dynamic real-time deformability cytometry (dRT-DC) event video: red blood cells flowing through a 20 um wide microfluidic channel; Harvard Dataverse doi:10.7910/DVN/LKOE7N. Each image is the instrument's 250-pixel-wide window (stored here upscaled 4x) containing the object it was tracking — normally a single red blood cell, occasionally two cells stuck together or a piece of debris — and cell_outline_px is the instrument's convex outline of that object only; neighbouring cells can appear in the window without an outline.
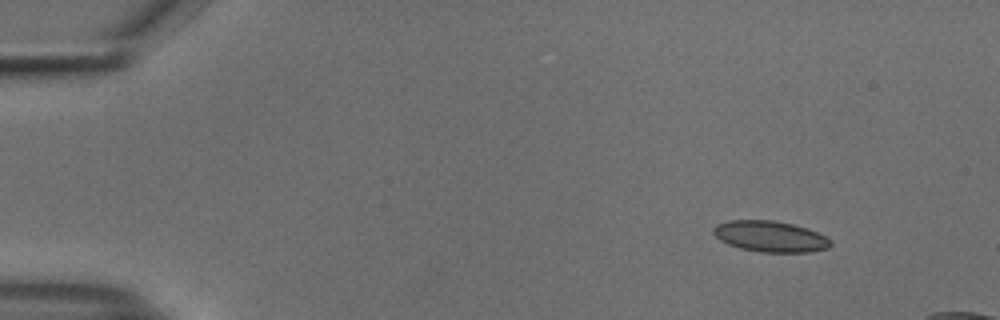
{"species": "common noctule bat (a hibernating species)", "species_latin": "Nyctalus noctula", "temperature_condition": "cold", "stored_images_in_passage": 46, "camera_frame_rate_fps": 3000, "um_per_image_px": 0.085, "animal": {"sex": "male", "body_mass_g": 18.8}, "frame": {"image": 1, "passage_image": 1, "time_ms": 0.0, "image_size_px": [1000, 320], "cell_outline_px": [[832, 244], [828, 248], [808, 252], [760, 252], [740, 248], [728, 244], [720, 240], [712, 232], [712, 228], [716, 224], [728, 220], [772, 220], [792, 224], [808, 228], [832, 240]], "centroid_in_image_um": [65.45, 20.09], "position_along_channel_um": 19.5, "area_um2": 21.21}}
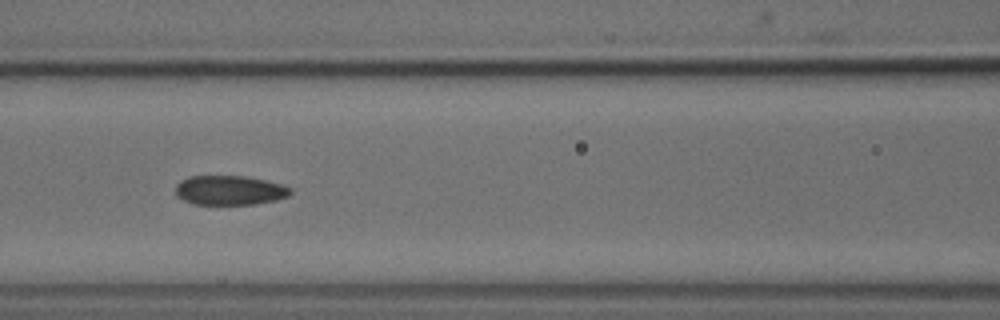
{"frame": {"image": 2, "passage_image": 19, "time_ms": 6.0, "image_size_px": [1000, 320], "cell_outline_px": [[292, 192], [288, 196], [276, 200], [256, 204], [192, 204], [176, 196], [176, 184], [180, 180], [188, 176], [244, 176], [284, 184], [292, 188]], "centroid_in_image_um": [19.52, 16.17], "position_along_channel_um": 147.1, "area_um2": 19.88}}
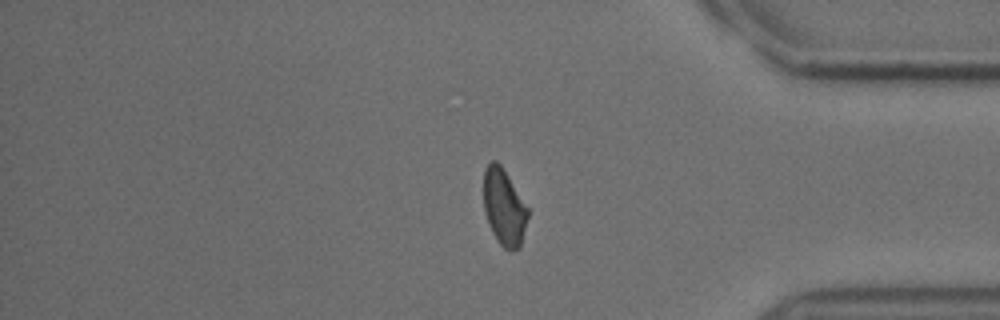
{"frame": {"image": 3, "passage_image": 40, "time_ms": 13.0, "image_size_px": [1000, 320], "cell_outline_px": [[528, 216], [520, 248], [512, 252], [504, 248], [496, 240], [488, 224], [484, 212], [484, 168], [492, 160], [496, 160], [500, 164], [528, 208]], "centroid_in_image_um": [42.83, 17.65], "position_along_channel_um": 392.4, "area_um2": 19.71}}